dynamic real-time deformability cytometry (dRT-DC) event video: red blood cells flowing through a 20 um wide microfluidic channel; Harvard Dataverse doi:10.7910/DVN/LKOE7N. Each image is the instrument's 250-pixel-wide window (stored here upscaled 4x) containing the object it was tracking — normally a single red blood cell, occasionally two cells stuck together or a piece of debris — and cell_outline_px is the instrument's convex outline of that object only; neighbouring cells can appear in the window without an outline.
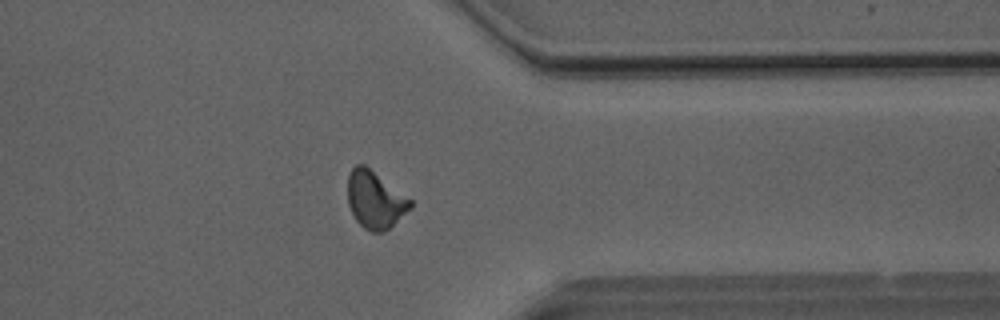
{"species": "Egyptian fruit bat (a non-hibernating species)", "species_latin": "Rousettus aegyptiacus", "temperature_condition": "room temperature", "stored_images_in_passage": 46, "camera_frame_rate_fps": 3000, "um_per_image_px": 0.085, "animal": {"sex": "male"}, "frame": {"image": 1, "passage_image": 39, "time_ms": 12.667, "image_size_px": [1000, 320], "cell_outline_px": [[412, 208], [388, 228], [380, 232], [372, 232], [364, 228], [356, 220], [348, 204], [348, 176], [352, 168], [356, 164], [364, 164], [412, 200]], "centroid_in_image_um": [31.87, 16.97], "position_along_channel_um": 379.5, "area_um2": 20.63}}
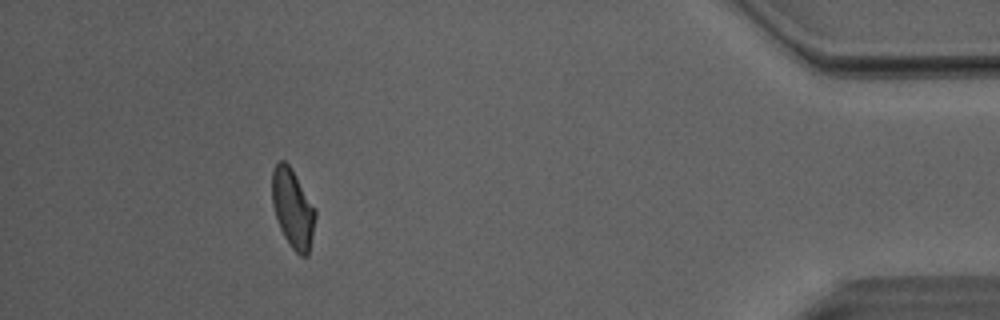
{"frame": {"image": 2, "passage_image": 45, "time_ms": 14.667, "image_size_px": [1000, 320], "cell_outline_px": [[316, 216], [308, 256], [300, 256], [292, 248], [284, 236], [280, 228], [272, 204], [272, 172], [276, 164], [280, 160], [284, 160], [292, 168], [316, 208]], "centroid_in_image_um": [24.9, 17.7], "position_along_channel_um": 410.3, "area_um2": 19.94}}